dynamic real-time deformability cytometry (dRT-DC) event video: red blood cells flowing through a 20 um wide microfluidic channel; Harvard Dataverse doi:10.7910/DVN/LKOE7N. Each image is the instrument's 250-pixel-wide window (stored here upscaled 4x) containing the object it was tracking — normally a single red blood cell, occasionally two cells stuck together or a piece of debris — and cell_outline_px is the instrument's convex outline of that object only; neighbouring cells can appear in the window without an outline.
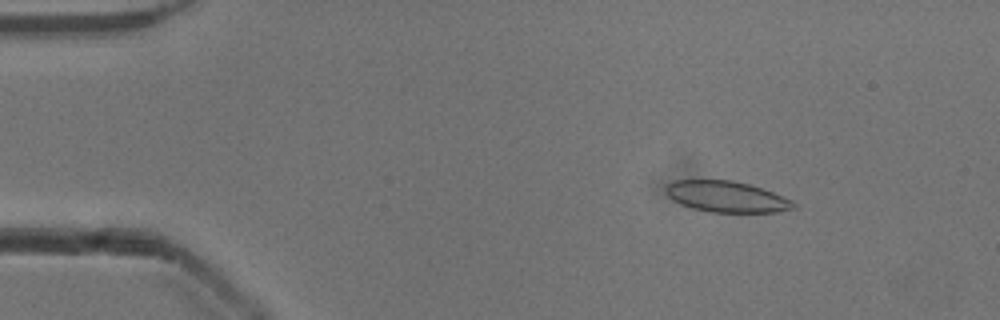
{"species": "common noctule bat (a hibernating species)", "species_latin": "Nyctalus noctula", "temperature_condition": "cold", "stored_images_in_passage": 47, "camera_frame_rate_fps": 3000, "um_per_image_px": 0.085, "animal": {"sex": "male", "body_mass_g": 13.3}, "frame": {"image": 1, "passage_image": 2, "time_ms": 0.333, "image_size_px": [1000, 320], "cell_outline_px": [[796, 208], [776, 212], [712, 212], [692, 208], [680, 204], [672, 200], [668, 196], [664, 188], [672, 180], [732, 180], [748, 184], [772, 192], [792, 200], [796, 204]], "centroid_in_image_um": [61.73, 16.72], "position_along_channel_um": 23.3, "area_um2": 23.06}}
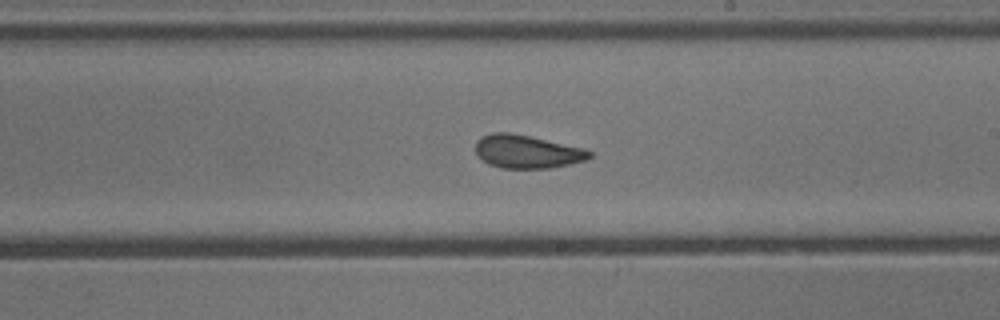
{"frame": {"image": 2, "passage_image": 25, "time_ms": 8.0, "image_size_px": [1000, 320], "cell_outline_px": [[592, 156], [584, 160], [568, 164], [548, 168], [500, 168], [488, 164], [476, 152], [476, 140], [480, 136], [492, 132], [508, 132], [528, 136], [584, 148], [592, 152]], "centroid_in_image_um": [44.76, 12.88], "position_along_channel_um": 244.2, "area_um2": 21.85}}
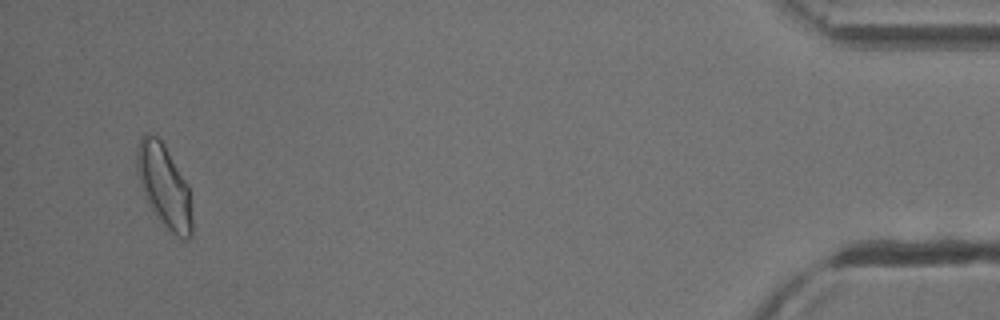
{"frame": {"image": 3, "passage_image": 45, "time_ms": 14.667, "image_size_px": [1000, 320], "cell_outline_px": [[192, 236], [188, 240], [184, 240], [172, 232], [164, 224], [148, 204], [144, 196], [136, 172], [136, 152], [140, 140], [144, 132], [148, 132], [156, 136], [164, 144], [188, 184], [192, 216]], "centroid_in_image_um": [13.95, 15.79], "position_along_channel_um": 421.3, "area_um2": 26.59}, "authors_computed_cell_mechanics": {"area_um2": 22.8888, "velocity_mm_per_s": 3.8933, "shape_relaxation_time_tau1_ms": 4.9209, "shape_relaxation_time_tau2_ms": 1.384, "deformation_change_tau1": 0.1235, "deformation_change_tau2": 0.0819}}